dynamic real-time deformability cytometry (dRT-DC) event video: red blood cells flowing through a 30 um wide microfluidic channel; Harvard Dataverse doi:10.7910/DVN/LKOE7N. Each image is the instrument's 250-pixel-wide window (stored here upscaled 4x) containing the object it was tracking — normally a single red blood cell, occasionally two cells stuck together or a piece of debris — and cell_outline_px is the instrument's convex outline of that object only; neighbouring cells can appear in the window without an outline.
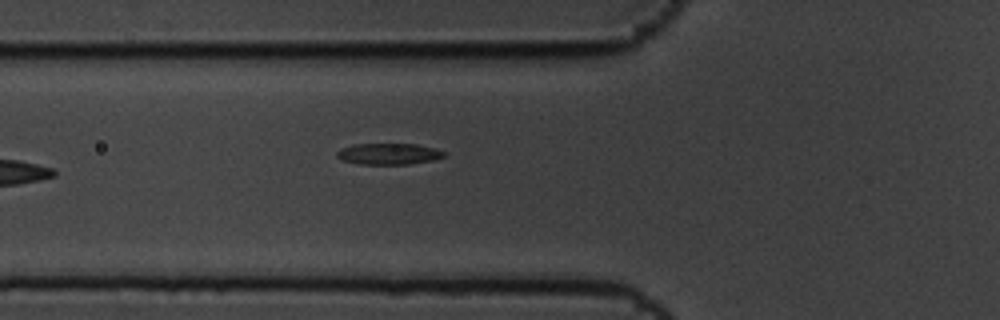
{"species": "common noctule bat (a hibernating species)", "species_latin": "Nyctalus noctula", "temperature_condition": "cold", "stored_images_in_passage": 6, "camera_frame_rate_fps": 3000, "um_per_image_px": 0.085, "animal": {"sex": "male", "body_mass_g": 19.5, "forearm_length_mm": 54.6}, "frame": {"image": 1, "passage_image": 6, "time_ms": 1.667, "image_size_px": [1000, 320], "cell_outline_px": [[444, 156], [436, 160], [408, 164], [360, 164], [344, 160], [336, 156], [336, 152], [340, 148], [352, 144], [416, 144], [436, 148], [444, 152]], "centroid_in_image_um": [33.04, 13.07], "position_along_channel_um": 92.8, "area_um2": 13.29}}